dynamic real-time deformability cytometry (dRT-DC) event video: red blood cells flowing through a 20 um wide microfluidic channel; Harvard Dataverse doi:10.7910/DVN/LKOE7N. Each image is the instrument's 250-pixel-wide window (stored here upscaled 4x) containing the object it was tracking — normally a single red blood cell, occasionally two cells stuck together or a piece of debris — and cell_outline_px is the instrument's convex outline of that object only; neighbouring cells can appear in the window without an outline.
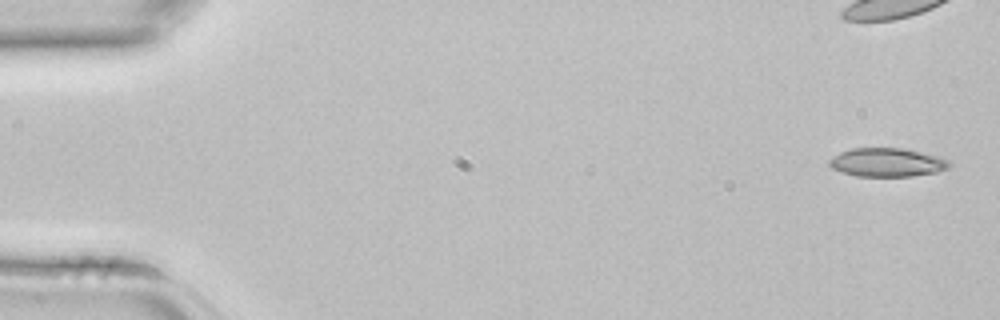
{"species": "common noctule bat (a hibernating species)", "species_latin": "Nyctalus noctula", "temperature_condition": "room temperature", "stored_images_in_passage": 4, "camera_frame_rate_fps": 3000, "um_per_image_px": 0.085, "animal": {"sex": "female", "body_mass_g": 22.7, "forearm_length_mm": 54.2}, "frame": {"image": 1, "passage_image": 1, "time_ms": 0.0, "image_size_px": [1000, 320], "cell_outline_px": [[952, 164], [948, 168], [936, 172], [912, 176], [856, 176], [840, 172], [832, 168], [828, 164], [828, 160], [832, 156], [840, 152], [852, 148], [904, 148], [940, 156], [948, 160]], "centroid_in_image_um": [75.39, 13.8], "position_along_channel_um": 9.6, "area_um2": 20.23}}